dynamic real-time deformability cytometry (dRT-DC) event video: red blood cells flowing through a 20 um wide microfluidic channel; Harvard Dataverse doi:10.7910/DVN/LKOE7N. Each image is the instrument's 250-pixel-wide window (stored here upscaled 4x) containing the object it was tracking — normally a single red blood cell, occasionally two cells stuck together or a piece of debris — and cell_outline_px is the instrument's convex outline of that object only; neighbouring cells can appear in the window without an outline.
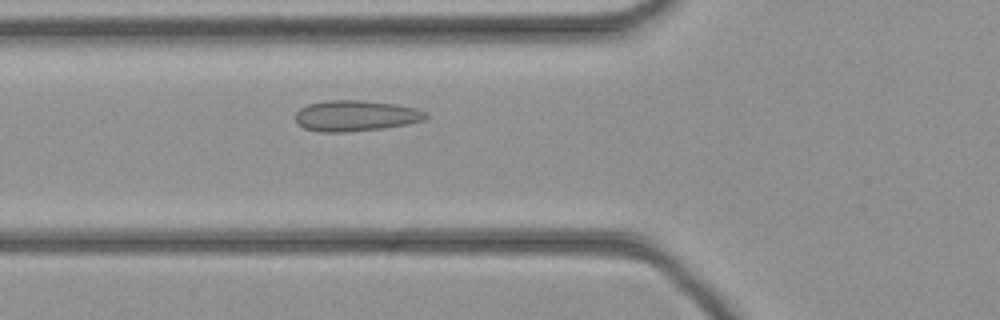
{"species": "common noctule bat (a hibernating species)", "species_latin": "Nyctalus noctula", "temperature_condition": "cold", "stored_images_in_passage": 40, "camera_frame_rate_fps": 3000, "um_per_image_px": 0.085, "animal": {"sex": "female", "body_mass_g": 21.9}, "frame": {"image": 1, "passage_image": 11, "time_ms": 3.333, "image_size_px": [1000, 320], "cell_outline_px": [[428, 116], [424, 120], [408, 124], [384, 128], [348, 132], [320, 132], [304, 128], [296, 124], [296, 112], [300, 108], [308, 104], [328, 100], [360, 100], [396, 104], [416, 108], [424, 112]], "centroid_in_image_um": [30.21, 9.84], "position_along_channel_um": 95.6, "area_um2": 23.52}}
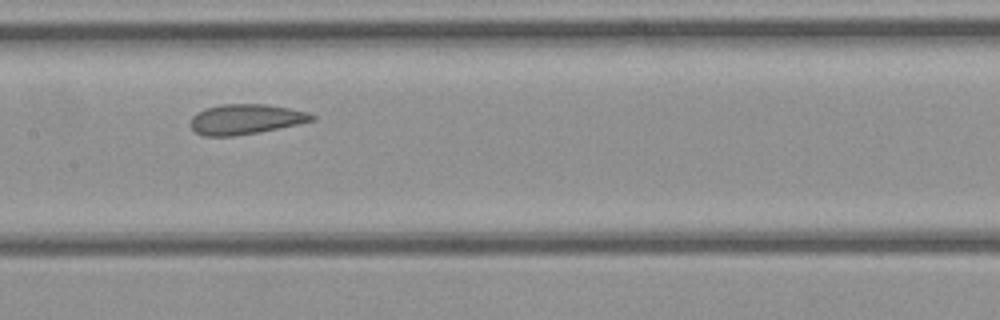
{"frame": {"image": 2, "passage_image": 17, "time_ms": 5.333, "image_size_px": [1000, 320], "cell_outline_px": [[316, 120], [260, 132], [236, 136], [204, 136], [196, 132], [192, 128], [192, 116], [196, 112], [204, 108], [220, 104], [264, 104], [288, 108], [308, 112], [316, 116]], "centroid_in_image_um": [20.88, 10.13], "position_along_channel_um": 186.5, "area_um2": 21.33}}
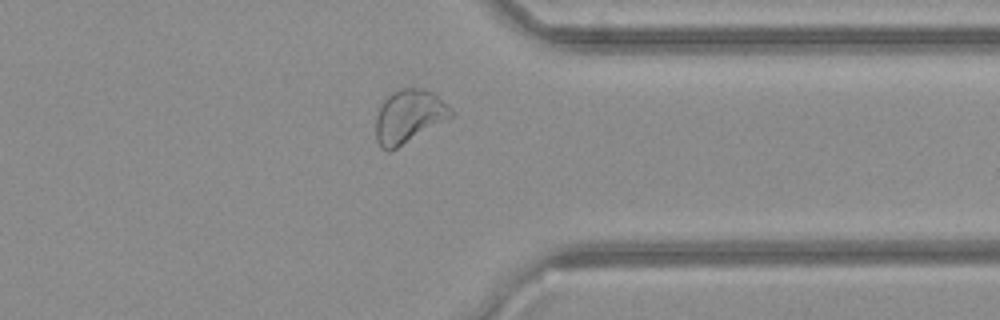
{"frame": {"image": 3, "passage_image": 30, "time_ms": 9.667, "image_size_px": [1000, 320], "cell_outline_px": [[456, 112], [452, 116], [396, 148], [388, 152], [380, 148], [376, 140], [376, 116], [380, 104], [392, 92], [400, 88], [424, 88], [436, 92]], "centroid_in_image_um": [34.76, 9.86], "position_along_channel_um": 376.6, "area_um2": 23.52}}